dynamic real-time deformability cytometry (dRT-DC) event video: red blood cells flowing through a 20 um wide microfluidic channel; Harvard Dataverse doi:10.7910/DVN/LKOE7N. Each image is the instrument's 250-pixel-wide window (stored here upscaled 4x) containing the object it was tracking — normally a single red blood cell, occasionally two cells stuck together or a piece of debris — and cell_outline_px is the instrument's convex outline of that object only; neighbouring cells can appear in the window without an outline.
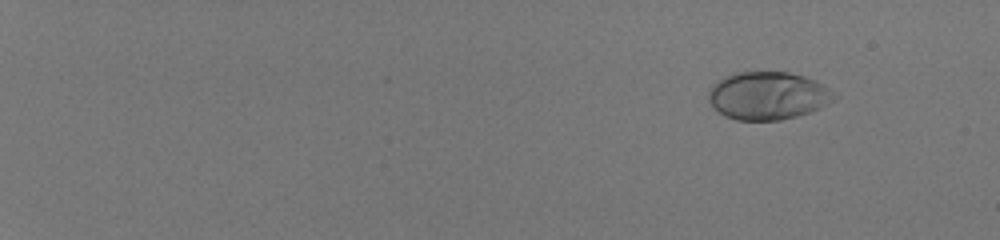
{"species": "human", "species_latin": "Homo sapiens", "temperature_condition": "room temperature", "stored_images_in_passage": 49, "camera_frame_rate_fps": 3000, "um_per_image_px": 0.085, "donor": {"sex": "male"}, "frame": {"image": 1, "passage_image": 1, "time_ms": 0.0, "image_size_px": [1000, 240], "cell_outline_px": [[840, 96], [828, 104], [820, 108], [796, 116], [780, 120], [736, 120], [724, 116], [708, 100], [708, 92], [712, 84], [716, 80], [732, 72], [788, 72], [804, 76], [816, 80]], "centroid_in_image_um": [65.27, 8.12], "position_along_channel_um": 19.7, "area_um2": 35.32}}
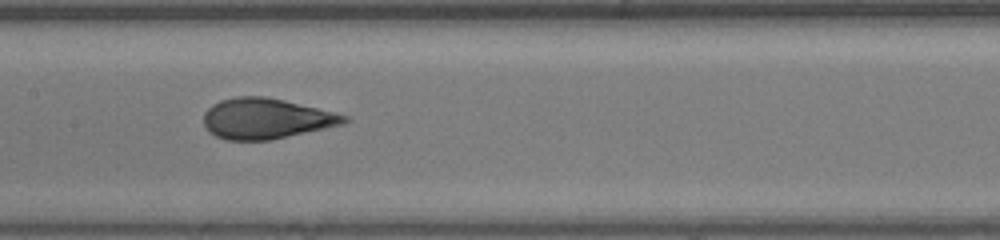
{"frame": {"image": 2, "passage_image": 28, "time_ms": 9.0, "image_size_px": [1000, 240], "cell_outline_px": [[352, 120], [344, 124], [268, 140], [224, 140], [208, 132], [204, 124], [204, 112], [212, 104], [220, 100], [236, 96], [264, 96], [284, 100], [336, 112], [348, 116]], "centroid_in_image_um": [22.61, 10.07], "position_along_channel_um": 184.8, "area_um2": 33.29}}
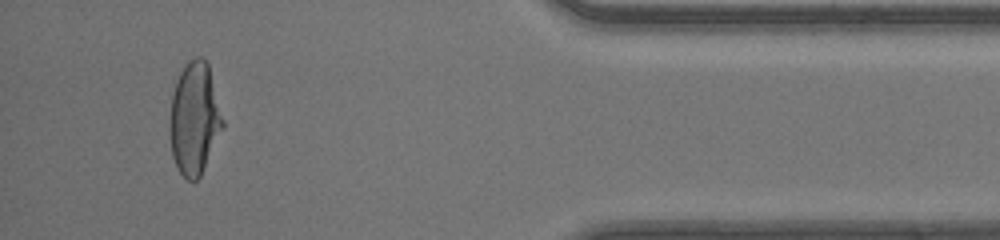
{"frame": {"image": 3, "passage_image": 47, "time_ms": 15.333, "image_size_px": [1000, 240], "cell_outline_px": [[224, 124], [200, 176], [196, 180], [188, 180], [176, 168], [172, 156], [168, 128], [168, 124], [172, 96], [176, 80], [184, 64], [188, 60], [196, 56], [200, 56], [208, 64], [224, 120]], "centroid_in_image_um": [16.49, 10.06], "position_along_channel_um": 418.7, "area_um2": 34.68}, "authors_computed_cell_mechanics": {"area_um2": 33.7552, "velocity_mm_per_s": 4.2142, "shape_relaxation_time_tau1_ms": 6.238, "shape_relaxation_time_tau2_ms": null, "deformation_change_tau1": 0.2635, "deformation_change_tau2": null}}